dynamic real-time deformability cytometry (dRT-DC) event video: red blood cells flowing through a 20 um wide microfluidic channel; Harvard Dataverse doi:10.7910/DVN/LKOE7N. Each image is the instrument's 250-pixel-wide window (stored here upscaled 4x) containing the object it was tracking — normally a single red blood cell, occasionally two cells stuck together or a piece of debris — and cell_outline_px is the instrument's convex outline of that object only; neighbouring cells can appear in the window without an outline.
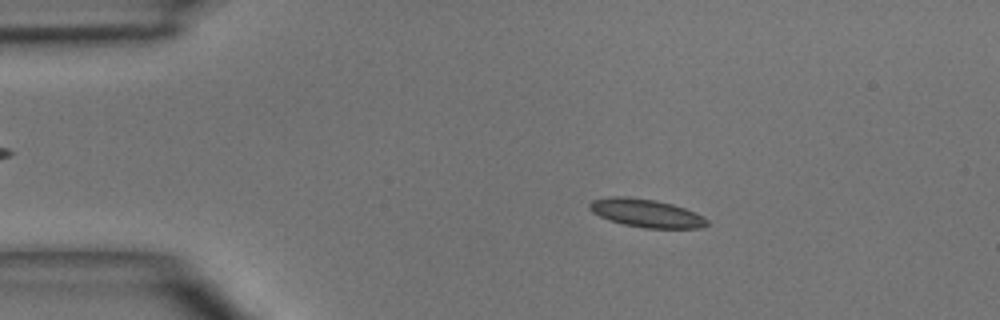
{"species": "common noctule bat (a hibernating species)", "species_latin": "Nyctalus noctula", "temperature_condition": "room temperature", "stored_images_in_passage": 4, "camera_frame_rate_fps": 3000, "um_per_image_px": 0.085, "animal": {"sex": "male", "body_mass_g": 15.6}, "frame": {"image": 1, "passage_image": 2, "time_ms": 1.0, "image_size_px": [1000, 320], "cell_outline_px": [[708, 224], [700, 228], [644, 228], [624, 224], [608, 220], [592, 212], [588, 208], [588, 204], [592, 200], [612, 196], [628, 196], [656, 200], [672, 204], [696, 212], [704, 216], [708, 220]], "centroid_in_image_um": [54.92, 18.11], "position_along_channel_um": 30.1, "area_um2": 19.42}}
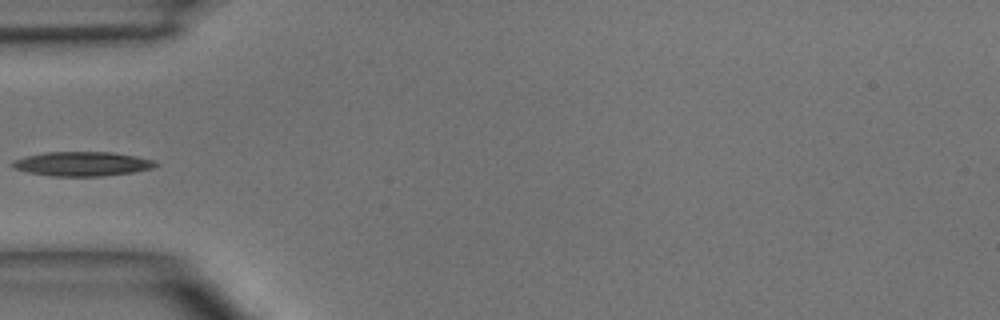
{"frame": {"image": 2, "passage_image": 4, "time_ms": 3.333, "image_size_px": [1000, 320], "cell_outline_px": [[160, 164], [152, 168], [132, 172], [100, 176], [52, 176], [28, 172], [12, 168], [12, 160], [28, 156], [48, 152], [112, 152], [136, 156], [156, 160]], "centroid_in_image_um": [7.02, 13.92], "position_along_channel_um": 78.0, "area_um2": 20.23}}